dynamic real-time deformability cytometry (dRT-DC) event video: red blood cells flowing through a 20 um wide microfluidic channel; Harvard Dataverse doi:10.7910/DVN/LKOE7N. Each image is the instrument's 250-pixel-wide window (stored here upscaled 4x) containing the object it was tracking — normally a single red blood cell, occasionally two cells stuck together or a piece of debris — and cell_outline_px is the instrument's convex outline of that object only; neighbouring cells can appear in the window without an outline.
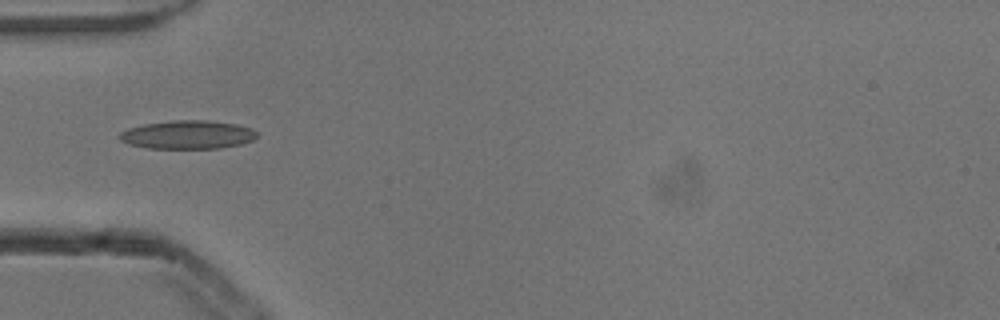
{"species": "common noctule bat (a hibernating species)", "species_latin": "Nyctalus noctula", "temperature_condition": "cold", "stored_images_in_passage": 5, "camera_frame_rate_fps": 3000, "um_per_image_px": 0.085, "animal": {"sex": "male", "body_mass_g": 13.3}, "frame": {"image": 1, "passage_image": 5, "time_ms": 1.333, "image_size_px": [1000, 320], "cell_outline_px": [[256, 136], [252, 140], [240, 144], [220, 148], [148, 148], [128, 144], [120, 140], [120, 132], [128, 128], [144, 124], [172, 120], [208, 120], [236, 124], [252, 128], [256, 132]], "centroid_in_image_um": [15.94, 11.44], "position_along_channel_um": 69.1, "area_um2": 22.72}}